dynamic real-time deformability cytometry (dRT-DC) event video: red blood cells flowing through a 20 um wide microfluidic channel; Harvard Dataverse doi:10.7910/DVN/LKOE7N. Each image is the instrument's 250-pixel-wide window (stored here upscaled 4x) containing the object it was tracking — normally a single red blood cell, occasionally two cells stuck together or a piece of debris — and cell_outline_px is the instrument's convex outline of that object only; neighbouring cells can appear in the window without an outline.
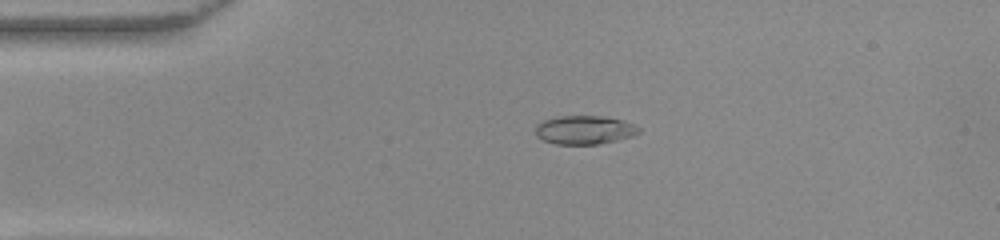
{"species": "common noctule bat (a hibernating species)", "species_latin": "Nyctalus noctula", "temperature_condition": "warm", "stored_images_in_passage": 53, "camera_frame_rate_fps": 3000, "um_per_image_px": 0.085, "animal": {"sex": "female", "body_mass_g": 22.0, "forearm_length_mm": 56.7}, "frame": {"image": 1, "passage_image": 12, "time_ms": 3.667, "image_size_px": [1000, 240], "cell_outline_px": [[640, 132], [632, 136], [616, 140], [596, 144], [556, 144], [544, 140], [536, 136], [536, 124], [544, 120], [556, 116], [600, 116], [624, 120], [640, 128]], "centroid_in_image_um": [49.66, 11.03], "position_along_channel_um": 35.3, "area_um2": 17.17}}
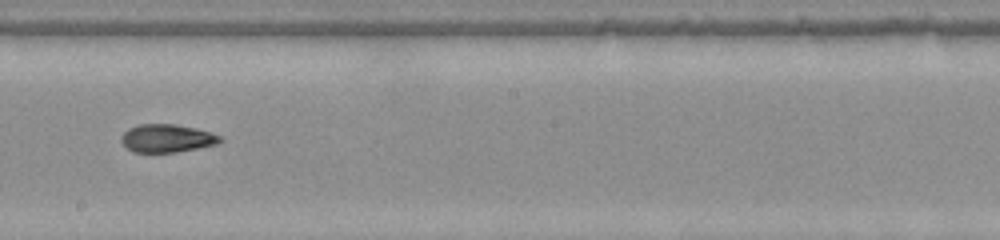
{"frame": {"image": 2, "passage_image": 30, "time_ms": 9.667, "image_size_px": [1000, 240], "cell_outline_px": [[224, 140], [216, 144], [176, 152], [132, 152], [120, 140], [120, 136], [128, 128], [140, 124], [176, 124], [196, 128], [220, 136]], "centroid_in_image_um": [14.16, 11.75], "position_along_channel_um": 234.0, "area_um2": 16.07}}
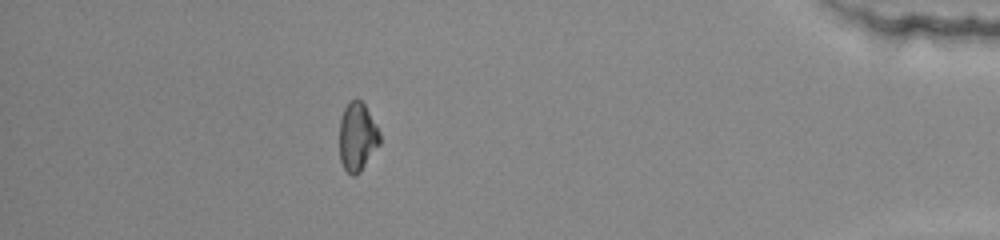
{"frame": {"image": 3, "passage_image": 47, "time_ms": 15.333, "image_size_px": [1000, 240], "cell_outline_px": [[380, 144], [360, 172], [356, 176], [352, 176], [344, 168], [340, 160], [340, 120], [344, 108], [352, 100], [360, 100], [364, 104], [376, 124], [380, 132]], "centroid_in_image_um": [30.38, 11.66], "position_along_channel_um": 404.8, "area_um2": 16.01}, "authors_computed_cell_mechanics": {"area_um2": 16.762, "velocity_mm_per_s": 3.905, "shape_relaxation_time_tau1_ms": null, "shape_relaxation_time_tau2_ms": 1.7888, "deformation_change_tau1": null, "deformation_change_tau2": 0.0661}}